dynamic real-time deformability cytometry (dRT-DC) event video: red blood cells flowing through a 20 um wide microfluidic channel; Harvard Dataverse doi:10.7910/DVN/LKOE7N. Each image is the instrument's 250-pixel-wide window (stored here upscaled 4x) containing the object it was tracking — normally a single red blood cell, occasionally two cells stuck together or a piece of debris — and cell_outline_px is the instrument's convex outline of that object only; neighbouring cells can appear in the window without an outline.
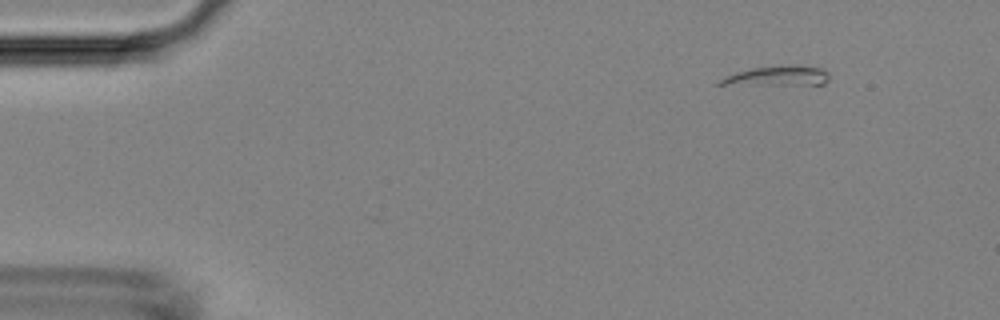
{"species": "Egyptian fruit bat (a non-hibernating species)", "species_latin": "Rousettus aegyptiacus", "temperature_condition": "room temperature", "stored_images_in_passage": 45, "camera_frame_rate_fps": 3000, "um_per_image_px": 0.085, "animal": {"sex": "female"}, "frame": {"image": 1, "passage_image": 1, "time_ms": 0.0, "image_size_px": [1000, 320], "cell_outline_px": [[828, 80], [824, 84], [716, 84], [720, 80], [736, 72], [752, 68], [792, 64], [820, 68], [828, 72]], "centroid_in_image_um": [66.16, 6.44], "position_along_channel_um": 18.8, "area_um2": 12.2}}
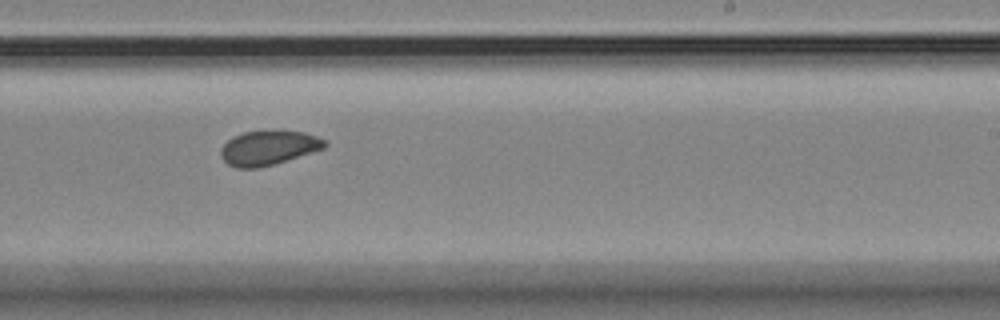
{"frame": {"image": 2, "passage_image": 26, "time_ms": 8.333, "image_size_px": [1000, 320], "cell_outline_px": [[328, 144], [324, 148], [260, 168], [236, 168], [228, 164], [220, 156], [220, 148], [232, 136], [244, 132], [304, 132], [316, 136], [324, 140]], "centroid_in_image_um": [22.77, 12.58], "position_along_channel_um": 266.2, "area_um2": 20.4}}
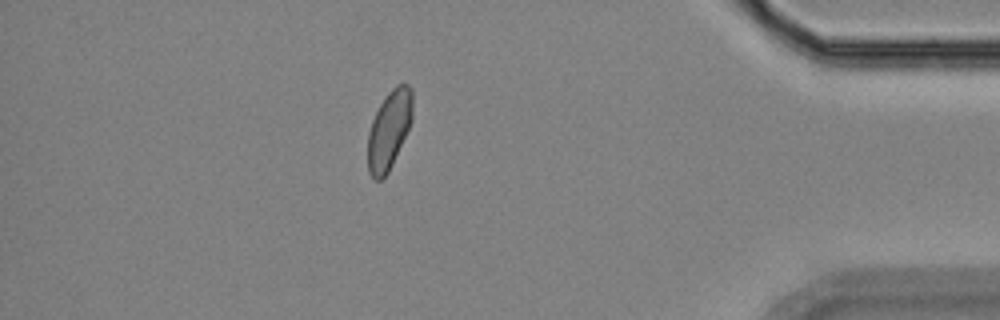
{"frame": {"image": 3, "passage_image": 39, "time_ms": 12.667, "image_size_px": [1000, 320], "cell_outline_px": [[412, 120], [392, 164], [388, 172], [380, 180], [376, 180], [368, 172], [368, 132], [372, 120], [384, 96], [396, 84], [408, 84], [412, 88]], "centroid_in_image_um": [33.07, 11.0], "position_along_channel_um": 402.1, "area_um2": 20.35}}